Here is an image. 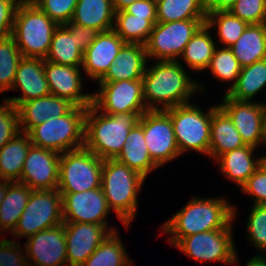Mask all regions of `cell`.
<instances>
[{
	"instance_id": "obj_1",
	"label": "cell",
	"mask_w": 266,
	"mask_h": 266,
	"mask_svg": "<svg viewBox=\"0 0 266 266\" xmlns=\"http://www.w3.org/2000/svg\"><path fill=\"white\" fill-rule=\"evenodd\" d=\"M188 74L179 61H156L146 66L142 80L147 110H166L191 103V97L198 90L204 91L205 86Z\"/></svg>"
},
{
	"instance_id": "obj_2",
	"label": "cell",
	"mask_w": 266,
	"mask_h": 266,
	"mask_svg": "<svg viewBox=\"0 0 266 266\" xmlns=\"http://www.w3.org/2000/svg\"><path fill=\"white\" fill-rule=\"evenodd\" d=\"M225 197H193L172 218L162 224L164 234H170L167 241L175 246L183 237L226 228L236 217L234 205Z\"/></svg>"
},
{
	"instance_id": "obj_3",
	"label": "cell",
	"mask_w": 266,
	"mask_h": 266,
	"mask_svg": "<svg viewBox=\"0 0 266 266\" xmlns=\"http://www.w3.org/2000/svg\"><path fill=\"white\" fill-rule=\"evenodd\" d=\"M138 120L134 113H100L92 104L86 110L84 146L102 160L115 159Z\"/></svg>"
},
{
	"instance_id": "obj_4",
	"label": "cell",
	"mask_w": 266,
	"mask_h": 266,
	"mask_svg": "<svg viewBox=\"0 0 266 266\" xmlns=\"http://www.w3.org/2000/svg\"><path fill=\"white\" fill-rule=\"evenodd\" d=\"M146 179L116 159L103 161L101 189L108 207L129 227L138 209V193Z\"/></svg>"
},
{
	"instance_id": "obj_5",
	"label": "cell",
	"mask_w": 266,
	"mask_h": 266,
	"mask_svg": "<svg viewBox=\"0 0 266 266\" xmlns=\"http://www.w3.org/2000/svg\"><path fill=\"white\" fill-rule=\"evenodd\" d=\"M58 26L34 2L22 0L15 12L12 32L22 57L45 59Z\"/></svg>"
},
{
	"instance_id": "obj_6",
	"label": "cell",
	"mask_w": 266,
	"mask_h": 266,
	"mask_svg": "<svg viewBox=\"0 0 266 266\" xmlns=\"http://www.w3.org/2000/svg\"><path fill=\"white\" fill-rule=\"evenodd\" d=\"M86 107L74 106L59 118L50 117L27 134L32 145L62 154L84 146Z\"/></svg>"
},
{
	"instance_id": "obj_7",
	"label": "cell",
	"mask_w": 266,
	"mask_h": 266,
	"mask_svg": "<svg viewBox=\"0 0 266 266\" xmlns=\"http://www.w3.org/2000/svg\"><path fill=\"white\" fill-rule=\"evenodd\" d=\"M164 111L171 117L180 155L193 150L209 157L212 107L205 112L191 102Z\"/></svg>"
},
{
	"instance_id": "obj_8",
	"label": "cell",
	"mask_w": 266,
	"mask_h": 266,
	"mask_svg": "<svg viewBox=\"0 0 266 266\" xmlns=\"http://www.w3.org/2000/svg\"><path fill=\"white\" fill-rule=\"evenodd\" d=\"M103 161L85 146L62 153L57 189L76 193L101 188Z\"/></svg>"
},
{
	"instance_id": "obj_9",
	"label": "cell",
	"mask_w": 266,
	"mask_h": 266,
	"mask_svg": "<svg viewBox=\"0 0 266 266\" xmlns=\"http://www.w3.org/2000/svg\"><path fill=\"white\" fill-rule=\"evenodd\" d=\"M64 223L62 195L58 189L32 190L28 203L12 233L13 239L29 238Z\"/></svg>"
},
{
	"instance_id": "obj_10",
	"label": "cell",
	"mask_w": 266,
	"mask_h": 266,
	"mask_svg": "<svg viewBox=\"0 0 266 266\" xmlns=\"http://www.w3.org/2000/svg\"><path fill=\"white\" fill-rule=\"evenodd\" d=\"M206 19L157 22L145 44L146 55L157 61H178L186 44Z\"/></svg>"
},
{
	"instance_id": "obj_11",
	"label": "cell",
	"mask_w": 266,
	"mask_h": 266,
	"mask_svg": "<svg viewBox=\"0 0 266 266\" xmlns=\"http://www.w3.org/2000/svg\"><path fill=\"white\" fill-rule=\"evenodd\" d=\"M233 221L224 229H216L183 237L175 247L196 262L238 264L233 239Z\"/></svg>"
},
{
	"instance_id": "obj_12",
	"label": "cell",
	"mask_w": 266,
	"mask_h": 266,
	"mask_svg": "<svg viewBox=\"0 0 266 266\" xmlns=\"http://www.w3.org/2000/svg\"><path fill=\"white\" fill-rule=\"evenodd\" d=\"M93 105L104 114L134 113L139 117L147 112L143 100V80H122L98 83Z\"/></svg>"
},
{
	"instance_id": "obj_13",
	"label": "cell",
	"mask_w": 266,
	"mask_h": 266,
	"mask_svg": "<svg viewBox=\"0 0 266 266\" xmlns=\"http://www.w3.org/2000/svg\"><path fill=\"white\" fill-rule=\"evenodd\" d=\"M142 129L149 154L159 167L181 156L171 117L164 110L142 114Z\"/></svg>"
},
{
	"instance_id": "obj_14",
	"label": "cell",
	"mask_w": 266,
	"mask_h": 266,
	"mask_svg": "<svg viewBox=\"0 0 266 266\" xmlns=\"http://www.w3.org/2000/svg\"><path fill=\"white\" fill-rule=\"evenodd\" d=\"M219 107L229 116L243 142L258 148L266 145L265 103L236 101L224 94Z\"/></svg>"
},
{
	"instance_id": "obj_15",
	"label": "cell",
	"mask_w": 266,
	"mask_h": 266,
	"mask_svg": "<svg viewBox=\"0 0 266 266\" xmlns=\"http://www.w3.org/2000/svg\"><path fill=\"white\" fill-rule=\"evenodd\" d=\"M64 228L69 266H81L111 232L117 231L107 224L80 222H64Z\"/></svg>"
},
{
	"instance_id": "obj_16",
	"label": "cell",
	"mask_w": 266,
	"mask_h": 266,
	"mask_svg": "<svg viewBox=\"0 0 266 266\" xmlns=\"http://www.w3.org/2000/svg\"><path fill=\"white\" fill-rule=\"evenodd\" d=\"M24 250L28 266H65L67 254L64 223L27 238Z\"/></svg>"
},
{
	"instance_id": "obj_17",
	"label": "cell",
	"mask_w": 266,
	"mask_h": 266,
	"mask_svg": "<svg viewBox=\"0 0 266 266\" xmlns=\"http://www.w3.org/2000/svg\"><path fill=\"white\" fill-rule=\"evenodd\" d=\"M60 156L57 152L31 145L20 180L32 190L58 188Z\"/></svg>"
},
{
	"instance_id": "obj_18",
	"label": "cell",
	"mask_w": 266,
	"mask_h": 266,
	"mask_svg": "<svg viewBox=\"0 0 266 266\" xmlns=\"http://www.w3.org/2000/svg\"><path fill=\"white\" fill-rule=\"evenodd\" d=\"M64 222L108 224L110 209L101 188L61 193Z\"/></svg>"
},
{
	"instance_id": "obj_19",
	"label": "cell",
	"mask_w": 266,
	"mask_h": 266,
	"mask_svg": "<svg viewBox=\"0 0 266 266\" xmlns=\"http://www.w3.org/2000/svg\"><path fill=\"white\" fill-rule=\"evenodd\" d=\"M80 68L44 60V72L50 93L69 100L75 106L87 108L93 104V93H83Z\"/></svg>"
},
{
	"instance_id": "obj_20",
	"label": "cell",
	"mask_w": 266,
	"mask_h": 266,
	"mask_svg": "<svg viewBox=\"0 0 266 266\" xmlns=\"http://www.w3.org/2000/svg\"><path fill=\"white\" fill-rule=\"evenodd\" d=\"M124 44L113 29L98 32L94 42L83 54L82 71L90 80L98 82L114 63Z\"/></svg>"
},
{
	"instance_id": "obj_21",
	"label": "cell",
	"mask_w": 266,
	"mask_h": 266,
	"mask_svg": "<svg viewBox=\"0 0 266 266\" xmlns=\"http://www.w3.org/2000/svg\"><path fill=\"white\" fill-rule=\"evenodd\" d=\"M12 90L21 91V97L3 98L18 107L22 102L50 95L44 72V59L23 57L18 64Z\"/></svg>"
},
{
	"instance_id": "obj_22",
	"label": "cell",
	"mask_w": 266,
	"mask_h": 266,
	"mask_svg": "<svg viewBox=\"0 0 266 266\" xmlns=\"http://www.w3.org/2000/svg\"><path fill=\"white\" fill-rule=\"evenodd\" d=\"M74 106L69 100L52 94L22 102L17 107L20 132L28 133L33 127L42 124L50 117L63 116Z\"/></svg>"
},
{
	"instance_id": "obj_23",
	"label": "cell",
	"mask_w": 266,
	"mask_h": 266,
	"mask_svg": "<svg viewBox=\"0 0 266 266\" xmlns=\"http://www.w3.org/2000/svg\"><path fill=\"white\" fill-rule=\"evenodd\" d=\"M147 60L145 45L125 43L114 63L98 83L142 79Z\"/></svg>"
},
{
	"instance_id": "obj_24",
	"label": "cell",
	"mask_w": 266,
	"mask_h": 266,
	"mask_svg": "<svg viewBox=\"0 0 266 266\" xmlns=\"http://www.w3.org/2000/svg\"><path fill=\"white\" fill-rule=\"evenodd\" d=\"M256 149L250 145L236 148L222 154L215 163L219 165L221 173L231 181L233 180L241 189L264 161V155L258 158L254 156Z\"/></svg>"
},
{
	"instance_id": "obj_25",
	"label": "cell",
	"mask_w": 266,
	"mask_h": 266,
	"mask_svg": "<svg viewBox=\"0 0 266 266\" xmlns=\"http://www.w3.org/2000/svg\"><path fill=\"white\" fill-rule=\"evenodd\" d=\"M245 145L229 116L218 104L212 106L209 157L216 161L222 154Z\"/></svg>"
},
{
	"instance_id": "obj_26",
	"label": "cell",
	"mask_w": 266,
	"mask_h": 266,
	"mask_svg": "<svg viewBox=\"0 0 266 266\" xmlns=\"http://www.w3.org/2000/svg\"><path fill=\"white\" fill-rule=\"evenodd\" d=\"M115 159L126 164L130 169L138 172L145 179L154 169L159 168L152 160L145 143L142 129V115L139 117L138 123L131 128L125 146Z\"/></svg>"
},
{
	"instance_id": "obj_27",
	"label": "cell",
	"mask_w": 266,
	"mask_h": 266,
	"mask_svg": "<svg viewBox=\"0 0 266 266\" xmlns=\"http://www.w3.org/2000/svg\"><path fill=\"white\" fill-rule=\"evenodd\" d=\"M114 18L112 0H78L70 22L104 32L113 29Z\"/></svg>"
},
{
	"instance_id": "obj_28",
	"label": "cell",
	"mask_w": 266,
	"mask_h": 266,
	"mask_svg": "<svg viewBox=\"0 0 266 266\" xmlns=\"http://www.w3.org/2000/svg\"><path fill=\"white\" fill-rule=\"evenodd\" d=\"M229 48L242 68L266 59V23L248 25Z\"/></svg>"
},
{
	"instance_id": "obj_29",
	"label": "cell",
	"mask_w": 266,
	"mask_h": 266,
	"mask_svg": "<svg viewBox=\"0 0 266 266\" xmlns=\"http://www.w3.org/2000/svg\"><path fill=\"white\" fill-rule=\"evenodd\" d=\"M31 145L29 135L20 132L0 149V179L12 182L20 180Z\"/></svg>"
},
{
	"instance_id": "obj_30",
	"label": "cell",
	"mask_w": 266,
	"mask_h": 266,
	"mask_svg": "<svg viewBox=\"0 0 266 266\" xmlns=\"http://www.w3.org/2000/svg\"><path fill=\"white\" fill-rule=\"evenodd\" d=\"M210 31V27L203 24L186 44L180 57L190 71H204L209 66L217 47Z\"/></svg>"
},
{
	"instance_id": "obj_31",
	"label": "cell",
	"mask_w": 266,
	"mask_h": 266,
	"mask_svg": "<svg viewBox=\"0 0 266 266\" xmlns=\"http://www.w3.org/2000/svg\"><path fill=\"white\" fill-rule=\"evenodd\" d=\"M32 189L27 185L14 181L11 182L7 193L0 205V233L10 230L11 233L17 226V223L22 215Z\"/></svg>"
},
{
	"instance_id": "obj_32",
	"label": "cell",
	"mask_w": 266,
	"mask_h": 266,
	"mask_svg": "<svg viewBox=\"0 0 266 266\" xmlns=\"http://www.w3.org/2000/svg\"><path fill=\"white\" fill-rule=\"evenodd\" d=\"M266 87V59L243 67L236 84L225 93L236 101L252 102V99Z\"/></svg>"
},
{
	"instance_id": "obj_33",
	"label": "cell",
	"mask_w": 266,
	"mask_h": 266,
	"mask_svg": "<svg viewBox=\"0 0 266 266\" xmlns=\"http://www.w3.org/2000/svg\"><path fill=\"white\" fill-rule=\"evenodd\" d=\"M84 52L77 46L75 35L59 25L53 34L48 55L44 59L52 63L73 67H82Z\"/></svg>"
},
{
	"instance_id": "obj_34",
	"label": "cell",
	"mask_w": 266,
	"mask_h": 266,
	"mask_svg": "<svg viewBox=\"0 0 266 266\" xmlns=\"http://www.w3.org/2000/svg\"><path fill=\"white\" fill-rule=\"evenodd\" d=\"M153 27L146 17H136L125 10L115 12L113 30L125 43L145 45Z\"/></svg>"
},
{
	"instance_id": "obj_35",
	"label": "cell",
	"mask_w": 266,
	"mask_h": 266,
	"mask_svg": "<svg viewBox=\"0 0 266 266\" xmlns=\"http://www.w3.org/2000/svg\"><path fill=\"white\" fill-rule=\"evenodd\" d=\"M118 234L111 232L81 266H126L131 259Z\"/></svg>"
},
{
	"instance_id": "obj_36",
	"label": "cell",
	"mask_w": 266,
	"mask_h": 266,
	"mask_svg": "<svg viewBox=\"0 0 266 266\" xmlns=\"http://www.w3.org/2000/svg\"><path fill=\"white\" fill-rule=\"evenodd\" d=\"M201 0H161L157 3V22L206 19Z\"/></svg>"
},
{
	"instance_id": "obj_37",
	"label": "cell",
	"mask_w": 266,
	"mask_h": 266,
	"mask_svg": "<svg viewBox=\"0 0 266 266\" xmlns=\"http://www.w3.org/2000/svg\"><path fill=\"white\" fill-rule=\"evenodd\" d=\"M206 25L212 30L217 28L219 44L224 47L232 46L242 35L248 24L227 11H213L207 13Z\"/></svg>"
},
{
	"instance_id": "obj_38",
	"label": "cell",
	"mask_w": 266,
	"mask_h": 266,
	"mask_svg": "<svg viewBox=\"0 0 266 266\" xmlns=\"http://www.w3.org/2000/svg\"><path fill=\"white\" fill-rule=\"evenodd\" d=\"M22 54L12 35L0 38V93L10 91Z\"/></svg>"
},
{
	"instance_id": "obj_39",
	"label": "cell",
	"mask_w": 266,
	"mask_h": 266,
	"mask_svg": "<svg viewBox=\"0 0 266 266\" xmlns=\"http://www.w3.org/2000/svg\"><path fill=\"white\" fill-rule=\"evenodd\" d=\"M207 69L210 70L214 79L221 82H233L228 87L227 93L236 84L242 67L229 47H219V49L216 47Z\"/></svg>"
},
{
	"instance_id": "obj_40",
	"label": "cell",
	"mask_w": 266,
	"mask_h": 266,
	"mask_svg": "<svg viewBox=\"0 0 266 266\" xmlns=\"http://www.w3.org/2000/svg\"><path fill=\"white\" fill-rule=\"evenodd\" d=\"M248 216L247 234L249 242L259 250L261 255L266 253V205H253ZM263 252V253H262Z\"/></svg>"
},
{
	"instance_id": "obj_41",
	"label": "cell",
	"mask_w": 266,
	"mask_h": 266,
	"mask_svg": "<svg viewBox=\"0 0 266 266\" xmlns=\"http://www.w3.org/2000/svg\"><path fill=\"white\" fill-rule=\"evenodd\" d=\"M228 11L248 25L266 23V0H236Z\"/></svg>"
},
{
	"instance_id": "obj_42",
	"label": "cell",
	"mask_w": 266,
	"mask_h": 266,
	"mask_svg": "<svg viewBox=\"0 0 266 266\" xmlns=\"http://www.w3.org/2000/svg\"><path fill=\"white\" fill-rule=\"evenodd\" d=\"M58 25L69 23L78 0H31Z\"/></svg>"
},
{
	"instance_id": "obj_43",
	"label": "cell",
	"mask_w": 266,
	"mask_h": 266,
	"mask_svg": "<svg viewBox=\"0 0 266 266\" xmlns=\"http://www.w3.org/2000/svg\"><path fill=\"white\" fill-rule=\"evenodd\" d=\"M3 101L0 104V149L20 133L18 108L6 100Z\"/></svg>"
},
{
	"instance_id": "obj_44",
	"label": "cell",
	"mask_w": 266,
	"mask_h": 266,
	"mask_svg": "<svg viewBox=\"0 0 266 266\" xmlns=\"http://www.w3.org/2000/svg\"><path fill=\"white\" fill-rule=\"evenodd\" d=\"M241 192L253 197V205H266V162L256 169L241 187Z\"/></svg>"
},
{
	"instance_id": "obj_45",
	"label": "cell",
	"mask_w": 266,
	"mask_h": 266,
	"mask_svg": "<svg viewBox=\"0 0 266 266\" xmlns=\"http://www.w3.org/2000/svg\"><path fill=\"white\" fill-rule=\"evenodd\" d=\"M19 243L0 239V266H28L26 251H21Z\"/></svg>"
},
{
	"instance_id": "obj_46",
	"label": "cell",
	"mask_w": 266,
	"mask_h": 266,
	"mask_svg": "<svg viewBox=\"0 0 266 266\" xmlns=\"http://www.w3.org/2000/svg\"><path fill=\"white\" fill-rule=\"evenodd\" d=\"M22 0H0V38L12 35L17 6Z\"/></svg>"
},
{
	"instance_id": "obj_47",
	"label": "cell",
	"mask_w": 266,
	"mask_h": 266,
	"mask_svg": "<svg viewBox=\"0 0 266 266\" xmlns=\"http://www.w3.org/2000/svg\"><path fill=\"white\" fill-rule=\"evenodd\" d=\"M64 26L70 31L71 35H75L77 46L83 52L94 42L98 34L96 30L88 26H81L73 22L66 23Z\"/></svg>"
},
{
	"instance_id": "obj_48",
	"label": "cell",
	"mask_w": 266,
	"mask_h": 266,
	"mask_svg": "<svg viewBox=\"0 0 266 266\" xmlns=\"http://www.w3.org/2000/svg\"><path fill=\"white\" fill-rule=\"evenodd\" d=\"M124 10L136 17H146L153 25L157 23V4L152 0H138Z\"/></svg>"
},
{
	"instance_id": "obj_49",
	"label": "cell",
	"mask_w": 266,
	"mask_h": 266,
	"mask_svg": "<svg viewBox=\"0 0 266 266\" xmlns=\"http://www.w3.org/2000/svg\"><path fill=\"white\" fill-rule=\"evenodd\" d=\"M206 13L227 11L236 0H201Z\"/></svg>"
},
{
	"instance_id": "obj_50",
	"label": "cell",
	"mask_w": 266,
	"mask_h": 266,
	"mask_svg": "<svg viewBox=\"0 0 266 266\" xmlns=\"http://www.w3.org/2000/svg\"><path fill=\"white\" fill-rule=\"evenodd\" d=\"M245 266H266V254L254 255Z\"/></svg>"
},
{
	"instance_id": "obj_51",
	"label": "cell",
	"mask_w": 266,
	"mask_h": 266,
	"mask_svg": "<svg viewBox=\"0 0 266 266\" xmlns=\"http://www.w3.org/2000/svg\"><path fill=\"white\" fill-rule=\"evenodd\" d=\"M138 0H112V5L115 10L117 11H122L129 5H131L133 2H136Z\"/></svg>"
},
{
	"instance_id": "obj_52",
	"label": "cell",
	"mask_w": 266,
	"mask_h": 266,
	"mask_svg": "<svg viewBox=\"0 0 266 266\" xmlns=\"http://www.w3.org/2000/svg\"><path fill=\"white\" fill-rule=\"evenodd\" d=\"M12 181L0 179V205L7 193V189Z\"/></svg>"
},
{
	"instance_id": "obj_53",
	"label": "cell",
	"mask_w": 266,
	"mask_h": 266,
	"mask_svg": "<svg viewBox=\"0 0 266 266\" xmlns=\"http://www.w3.org/2000/svg\"><path fill=\"white\" fill-rule=\"evenodd\" d=\"M265 125H266V102H265Z\"/></svg>"
},
{
	"instance_id": "obj_54",
	"label": "cell",
	"mask_w": 266,
	"mask_h": 266,
	"mask_svg": "<svg viewBox=\"0 0 266 266\" xmlns=\"http://www.w3.org/2000/svg\"><path fill=\"white\" fill-rule=\"evenodd\" d=\"M133 262L132 260L126 265V266H132Z\"/></svg>"
},
{
	"instance_id": "obj_55",
	"label": "cell",
	"mask_w": 266,
	"mask_h": 266,
	"mask_svg": "<svg viewBox=\"0 0 266 266\" xmlns=\"http://www.w3.org/2000/svg\"><path fill=\"white\" fill-rule=\"evenodd\" d=\"M154 3H158V2H160L161 0H152Z\"/></svg>"
}]
</instances>
